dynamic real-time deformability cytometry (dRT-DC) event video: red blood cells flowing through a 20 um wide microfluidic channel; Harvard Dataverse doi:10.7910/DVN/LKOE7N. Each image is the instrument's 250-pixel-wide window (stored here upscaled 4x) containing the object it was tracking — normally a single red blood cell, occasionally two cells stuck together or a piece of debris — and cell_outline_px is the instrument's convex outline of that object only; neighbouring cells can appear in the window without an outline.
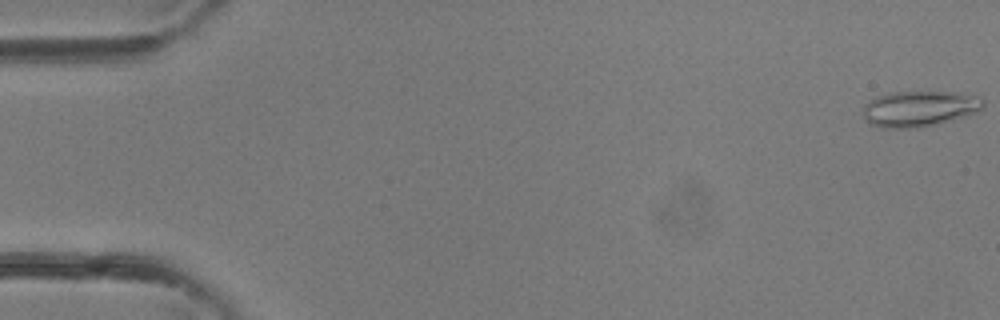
{"species": "common noctule bat (a hibernating species)", "species_latin": "Nyctalus noctula", "temperature_condition": "room temperature", "stored_images_in_passage": 37, "camera_frame_rate_fps": 3000, "um_per_image_px": 0.085, "animal": {"sex": "female"}, "frame": {"image": 1, "passage_image": 1, "time_ms": 0.0, "image_size_px": [1000, 320], "cell_outline_px": [[984, 108], [976, 112], [964, 116], [920, 128], [884, 128], [868, 124], [864, 116], [864, 104], [876, 96], [888, 92], [944, 92], [972, 96], [984, 100]], "centroid_in_image_um": [78.07, 9.25], "position_along_channel_um": 6.9, "area_um2": 24.8}}
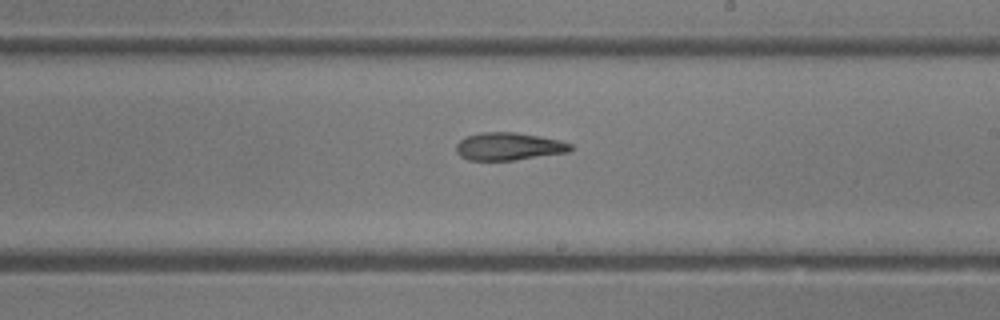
{"frame": {"image": 2, "passage_image": 22, "time_ms": 7.0, "image_size_px": [1000, 320], "cell_outline_px": [[572, 148], [568, 152], [516, 160], [468, 160], [460, 156], [456, 152], [456, 144], [464, 136], [480, 132], [516, 132], [540, 136], [560, 140], [572, 144]], "centroid_in_image_um": [43.22, 12.44], "position_along_channel_um": 245.8, "area_um2": 18.61}}
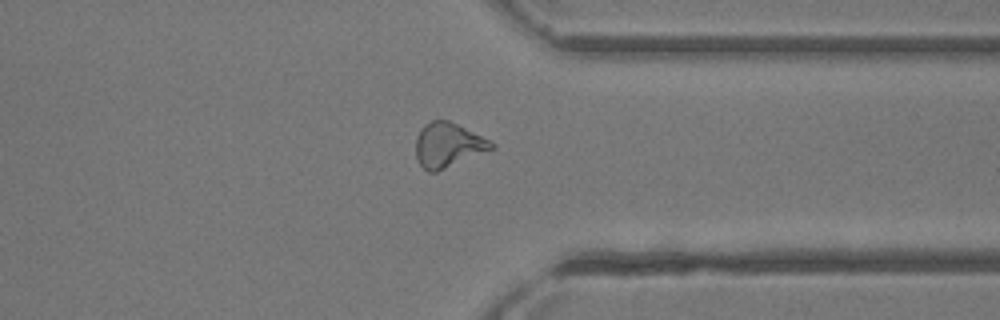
{"frame": {"image": 3, "passage_image": 29, "time_ms": 9.333, "image_size_px": [1000, 320], "cell_outline_px": [[496, 148], [436, 172], [428, 172], [420, 164], [416, 156], [416, 136], [420, 128], [424, 124], [432, 120], [448, 120], [496, 144]], "centroid_in_image_um": [38.06, 12.33], "position_along_channel_um": 373.3, "area_um2": 19.48}}